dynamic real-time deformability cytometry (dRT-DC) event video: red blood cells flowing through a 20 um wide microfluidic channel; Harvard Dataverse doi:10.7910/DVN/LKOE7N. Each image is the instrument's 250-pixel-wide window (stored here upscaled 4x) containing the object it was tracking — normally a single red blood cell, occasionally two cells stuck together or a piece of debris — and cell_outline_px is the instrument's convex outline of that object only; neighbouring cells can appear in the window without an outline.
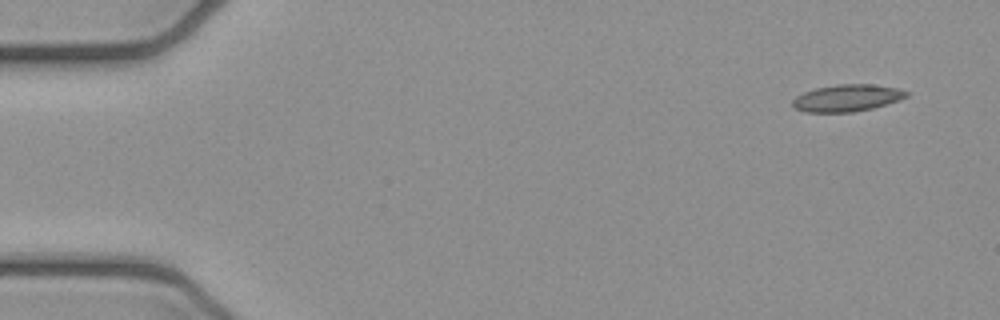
{"species": "common noctule bat (a hibernating species)", "species_latin": "Nyctalus noctula", "temperature_condition": "cold", "stored_images_in_passage": 6, "camera_frame_rate_fps": 3000, "um_per_image_px": 0.085, "animal": {"sex": "female", "body_mass_g": 21.9}, "frame": {"image": 1, "passage_image": 1, "time_ms": 0.0, "image_size_px": [1000, 320], "cell_outline_px": [[908, 96], [900, 100], [872, 108], [852, 112], [804, 112], [792, 108], [792, 100], [796, 96], [804, 92], [816, 88], [836, 84], [872, 84], [896, 88], [908, 92]], "centroid_in_image_um": [71.96, 8.33], "position_along_channel_um": 13.0, "area_um2": 17.92}}
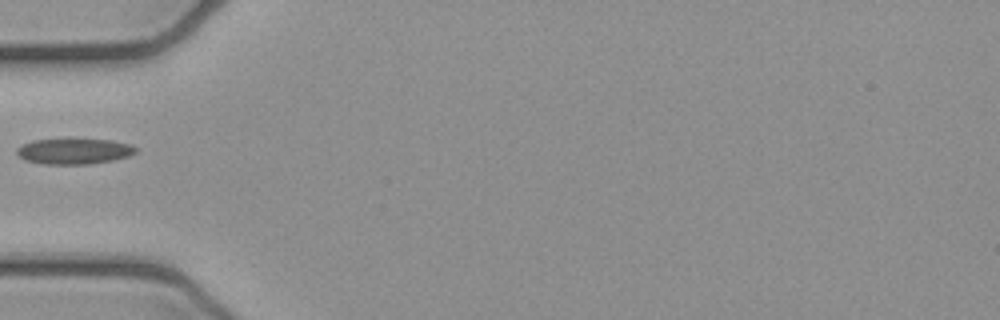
{"frame": {"image": 2, "passage_image": 5, "time_ms": 1.333, "image_size_px": [1000, 320], "cell_outline_px": [[140, 148], [136, 152], [128, 156], [112, 160], [92, 164], [44, 164], [24, 160], [16, 152], [16, 148], [32, 140], [112, 140], [132, 144]], "centroid_in_image_um": [6.34, 12.87], "position_along_channel_um": 78.7, "area_um2": 17.69}}
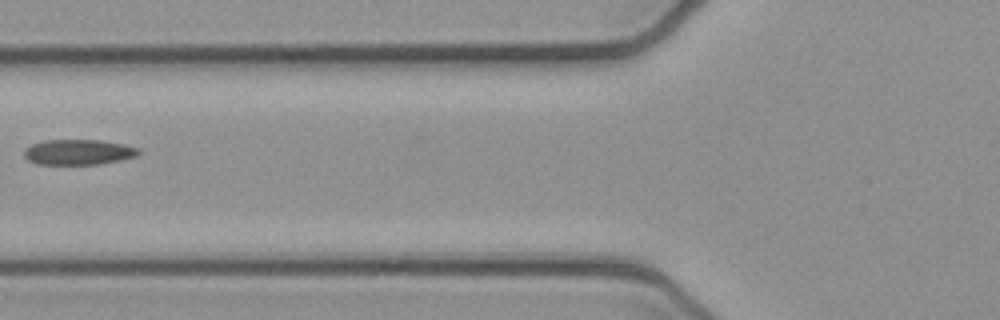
{"frame": {"image": 3, "passage_image": 6, "time_ms": 1.667, "image_size_px": [1000, 320], "cell_outline_px": [[140, 152], [136, 156], [120, 160], [100, 164], [36, 164], [28, 160], [24, 156], [24, 152], [32, 144], [44, 140], [100, 140], [124, 144], [140, 148]], "centroid_in_image_um": [6.69, 12.93], "position_along_channel_um": 119.1, "area_um2": 16.88}}